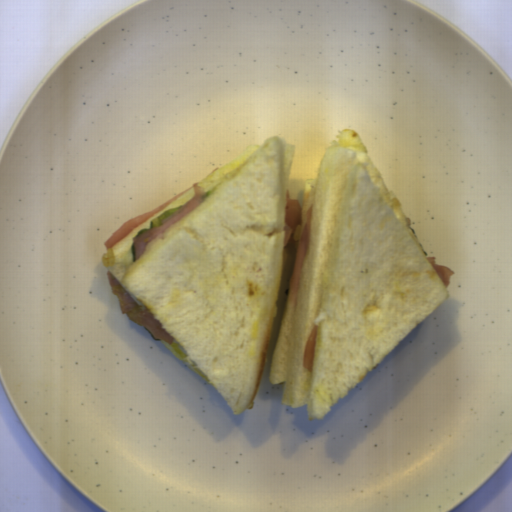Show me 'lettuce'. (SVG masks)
I'll use <instances>...</instances> for the list:
<instances>
[{
    "label": "lettuce",
    "instance_id": "obj_1",
    "mask_svg": "<svg viewBox=\"0 0 512 512\" xmlns=\"http://www.w3.org/2000/svg\"><path fill=\"white\" fill-rule=\"evenodd\" d=\"M181 207H183V206H181ZM181 207L175 208V209H172V210H168L165 213H163V214L159 215L158 217L154 218L150 222L149 228L139 230L138 233L135 236L142 235L143 233H145V232H147V231H149V230H151L153 228L161 227L163 225L164 220L166 218H168L170 215H172L174 212H176L178 209H180Z\"/></svg>",
    "mask_w": 512,
    "mask_h": 512
},
{
    "label": "lettuce",
    "instance_id": "obj_4",
    "mask_svg": "<svg viewBox=\"0 0 512 512\" xmlns=\"http://www.w3.org/2000/svg\"><path fill=\"white\" fill-rule=\"evenodd\" d=\"M211 193H212V192H211L210 190H209L208 192H206V197L210 196V194H211ZM206 197H205V198H206Z\"/></svg>",
    "mask_w": 512,
    "mask_h": 512
},
{
    "label": "lettuce",
    "instance_id": "obj_3",
    "mask_svg": "<svg viewBox=\"0 0 512 512\" xmlns=\"http://www.w3.org/2000/svg\"><path fill=\"white\" fill-rule=\"evenodd\" d=\"M144 329H145V330L150 334V336H151V338H152L153 340H156V341H159V342L161 341V339H155V338H154V336L152 335L151 331H150L148 328H145V327H144Z\"/></svg>",
    "mask_w": 512,
    "mask_h": 512
},
{
    "label": "lettuce",
    "instance_id": "obj_2",
    "mask_svg": "<svg viewBox=\"0 0 512 512\" xmlns=\"http://www.w3.org/2000/svg\"><path fill=\"white\" fill-rule=\"evenodd\" d=\"M131 257H132V262H136V251H135V242H133L132 246H131Z\"/></svg>",
    "mask_w": 512,
    "mask_h": 512
}]
</instances>
